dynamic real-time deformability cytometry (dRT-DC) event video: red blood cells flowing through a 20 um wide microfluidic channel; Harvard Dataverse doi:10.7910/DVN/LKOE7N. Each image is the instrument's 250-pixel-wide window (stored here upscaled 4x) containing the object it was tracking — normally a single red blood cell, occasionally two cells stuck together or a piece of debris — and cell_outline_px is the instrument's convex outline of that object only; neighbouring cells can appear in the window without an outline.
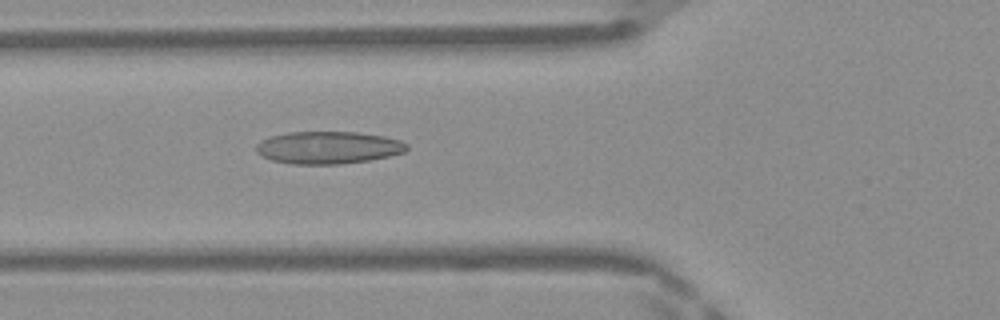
{"species": "Egyptian fruit bat (a non-hibernating species)", "species_latin": "Rousettus aegyptiacus", "temperature_condition": "warm", "stored_images_in_passage": 45, "camera_frame_rate_fps": 3000, "um_per_image_px": 0.085, "frame": {"image": 1, "passage_image": 15, "time_ms": 4.667, "image_size_px": [1000, 320], "cell_outline_px": [[408, 148], [404, 152], [388, 156], [368, 160], [340, 164], [292, 164], [272, 160], [256, 152], [256, 144], [260, 140], [272, 136], [288, 132], [356, 132], [384, 136], [400, 140], [408, 144]], "centroid_in_image_um": [27.89, 12.54], "position_along_channel_um": 97.9, "area_um2": 28.38}}
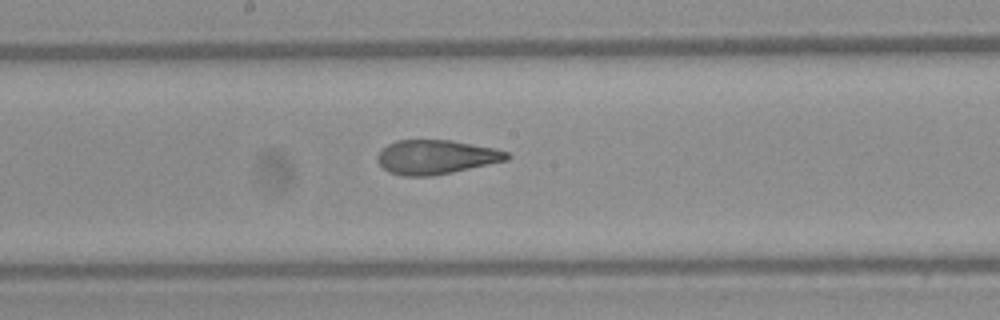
{"frame": {"image": 2, "passage_image": 23, "time_ms": 7.333, "image_size_px": [1000, 320], "cell_outline_px": [[512, 156], [508, 160], [452, 172], [432, 176], [404, 176], [388, 172], [376, 160], [376, 156], [388, 144], [396, 140], [452, 140], [496, 148], [508, 152]], "centroid_in_image_um": [37.08, 13.34], "position_along_channel_um": 211.1, "area_um2": 25.89}}
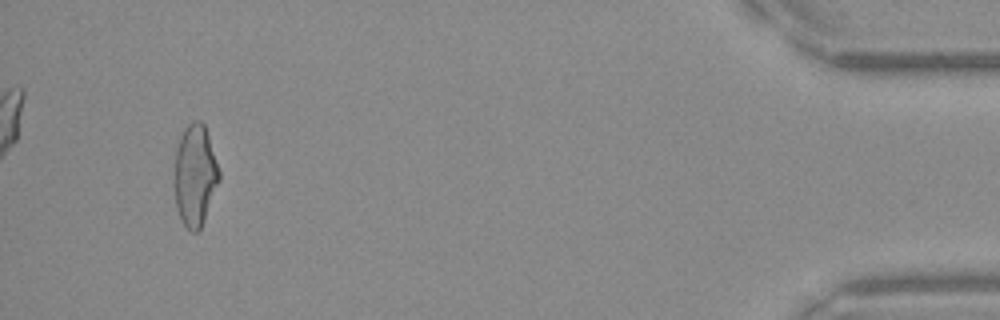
{"frame": {"image": 3, "passage_image": 43, "time_ms": 14.0, "image_size_px": [1000, 320], "cell_outline_px": [[220, 180], [200, 228], [196, 232], [192, 232], [184, 224], [176, 208], [172, 184], [172, 180], [176, 148], [180, 136], [184, 128], [192, 120], [200, 120], [204, 124], [220, 172]], "centroid_in_image_um": [16.53, 14.88], "position_along_channel_um": 418.7, "area_um2": 26.76}, "authors_computed_cell_mechanics": {"area_um2": 26.7614, "velocity_mm_per_s": 4.2091, "shape_relaxation_time_tau1_ms": null, "shape_relaxation_time_tau2_ms": 1.4809, "deformation_change_tau1": null, "deformation_change_tau2": 0.1011}}